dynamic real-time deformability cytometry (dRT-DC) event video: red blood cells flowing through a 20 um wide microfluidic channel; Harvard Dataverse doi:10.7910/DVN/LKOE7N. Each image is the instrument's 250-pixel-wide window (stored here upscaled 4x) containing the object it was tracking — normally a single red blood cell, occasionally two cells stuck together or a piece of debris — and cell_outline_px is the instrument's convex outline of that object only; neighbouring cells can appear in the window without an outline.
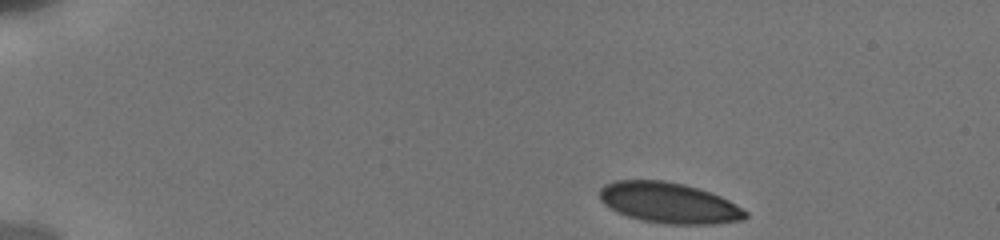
{"species": "human", "species_latin": "Homo sapiens", "temperature_condition": "cold", "stored_images_in_passage": 29, "camera_frame_rate_fps": 3000, "um_per_image_px": 0.085, "donor": {"sex": "male"}, "frame": {"image": 1, "passage_image": 1, "time_ms": 0.0, "image_size_px": [1000, 240], "cell_outline_px": [[748, 216], [744, 220], [712, 224], [668, 224], [644, 220], [628, 216], [616, 212], [604, 204], [600, 200], [600, 188], [604, 184], [616, 180], [664, 180], [684, 184], [720, 196], [728, 200], [748, 212]], "centroid_in_image_um": [56.85, 17.24], "position_along_channel_um": 28.2, "area_um2": 34.45}}
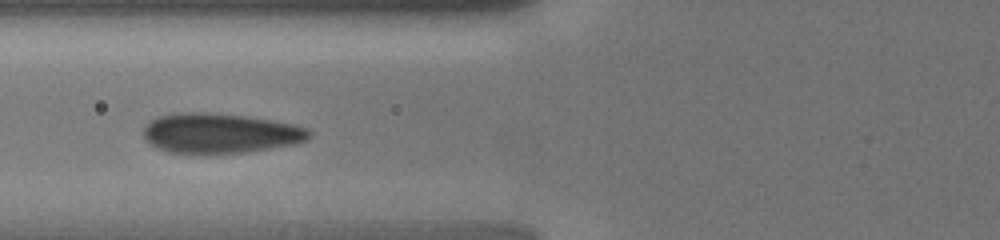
{"frame": {"image": 2, "passage_image": 20, "time_ms": 4.667, "image_size_px": [1000, 240], "cell_outline_px": [[312, 136], [308, 140], [296, 144], [244, 152], [168, 152], [156, 148], [144, 140], [144, 124], [148, 120], [156, 116], [172, 112], [212, 112], [248, 116], [272, 120], [292, 124], [308, 128], [312, 132]], "centroid_in_image_um": [18.68, 11.29], "position_along_channel_um": 107.1, "area_um2": 38.9}}
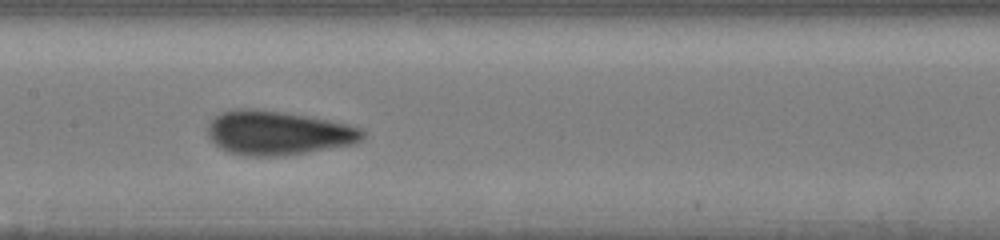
{"frame": {"image": 3, "passage_image": 28, "time_ms": 6.667, "image_size_px": [1000, 240], "cell_outline_px": [[364, 136], [356, 144], [284, 156], [244, 156], [228, 152], [220, 148], [208, 136], [208, 124], [220, 112], [236, 108], [252, 108], [284, 112], [328, 120], [348, 124], [364, 128]], "centroid_in_image_um": [23.63, 11.3], "position_along_channel_um": 183.8, "area_um2": 40.06}}